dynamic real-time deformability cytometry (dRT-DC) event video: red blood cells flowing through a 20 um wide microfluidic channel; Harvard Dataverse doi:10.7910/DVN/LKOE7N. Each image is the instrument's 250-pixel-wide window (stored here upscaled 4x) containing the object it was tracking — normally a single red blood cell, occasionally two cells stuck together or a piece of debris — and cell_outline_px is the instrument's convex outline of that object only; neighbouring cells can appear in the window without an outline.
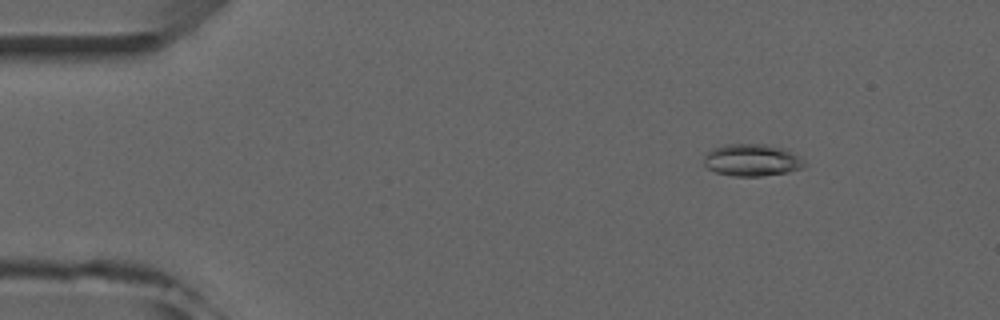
{"species": "common noctule bat (a hibernating species)", "species_latin": "Nyctalus noctula", "temperature_condition": "room temperature", "stored_images_in_passage": 4, "camera_frame_rate_fps": 3000, "um_per_image_px": 0.085, "animal": {"sex": "male", "forearm_length_mm": 52.5}, "frame": {"image": 1, "passage_image": 2, "time_ms": 1.0, "image_size_px": [1000, 320], "cell_outline_px": [[804, 168], [788, 172], [760, 176], [732, 176], [716, 172], [708, 168], [704, 164], [704, 156], [712, 148], [728, 144], [764, 144], [788, 148], [804, 164]], "centroid_in_image_um": [63.89, 13.6], "position_along_channel_um": 21.1, "area_um2": 18.73}}